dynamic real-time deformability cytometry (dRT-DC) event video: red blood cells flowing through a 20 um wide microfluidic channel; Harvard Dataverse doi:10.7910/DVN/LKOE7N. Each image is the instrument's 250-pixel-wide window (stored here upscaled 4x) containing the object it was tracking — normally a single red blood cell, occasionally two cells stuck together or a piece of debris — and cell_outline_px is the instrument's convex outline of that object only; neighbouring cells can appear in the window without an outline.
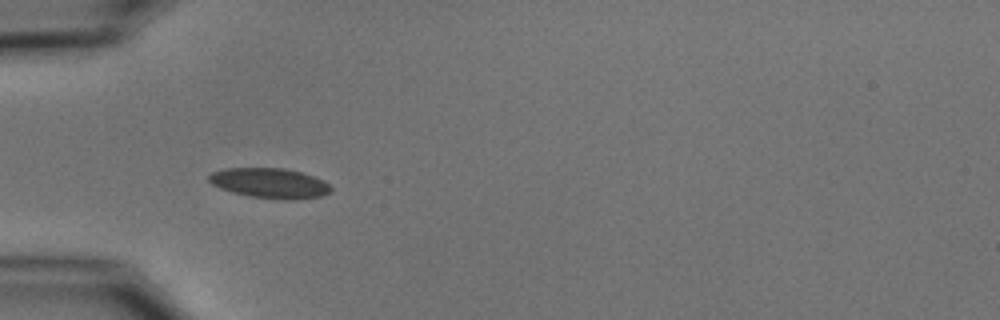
{"species": "common noctule bat (a hibernating species)", "species_latin": "Nyctalus noctula", "temperature_condition": "cold", "stored_images_in_passage": 5, "camera_frame_rate_fps": 3000, "um_per_image_px": 0.085, "animal": {"sex": "male", "body_mass_g": 15.6}, "frame": {"image": 1, "passage_image": 4, "time_ms": 4.333, "image_size_px": [1000, 320], "cell_outline_px": [[332, 188], [328, 192], [320, 196], [296, 200], [248, 196], [232, 192], [220, 188], [212, 184], [208, 180], [208, 176], [212, 172], [224, 168], [284, 168], [300, 172], [324, 180]], "centroid_in_image_um": [22.9, 15.56], "position_along_channel_um": 62.1, "area_um2": 21.21}}